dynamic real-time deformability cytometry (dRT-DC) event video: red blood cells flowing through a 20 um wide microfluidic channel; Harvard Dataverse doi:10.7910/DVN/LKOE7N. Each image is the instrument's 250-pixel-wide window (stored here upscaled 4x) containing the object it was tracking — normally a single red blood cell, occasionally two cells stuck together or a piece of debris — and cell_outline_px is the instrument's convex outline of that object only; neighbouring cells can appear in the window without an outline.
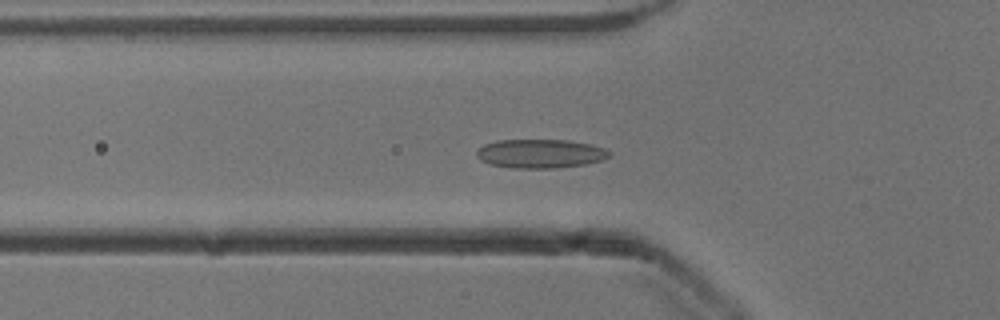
{"species": "common noctule bat (a hibernating species)", "species_latin": "Nyctalus noctula", "temperature_condition": "cold", "stored_images_in_passage": 53, "camera_frame_rate_fps": 3000, "um_per_image_px": 0.085, "animal": {"sex": "male", "body_mass_g": 13.3}, "frame": {"image": 1, "passage_image": 18, "time_ms": 5.667, "image_size_px": [1000, 320], "cell_outline_px": [[612, 156], [604, 160], [584, 164], [556, 168], [516, 168], [492, 164], [480, 160], [476, 156], [476, 152], [484, 144], [496, 140], [568, 140], [592, 144], [604, 148], [612, 152]], "centroid_in_image_um": [45.98, 13.05], "position_along_channel_um": 79.8, "area_um2": 22.43}}
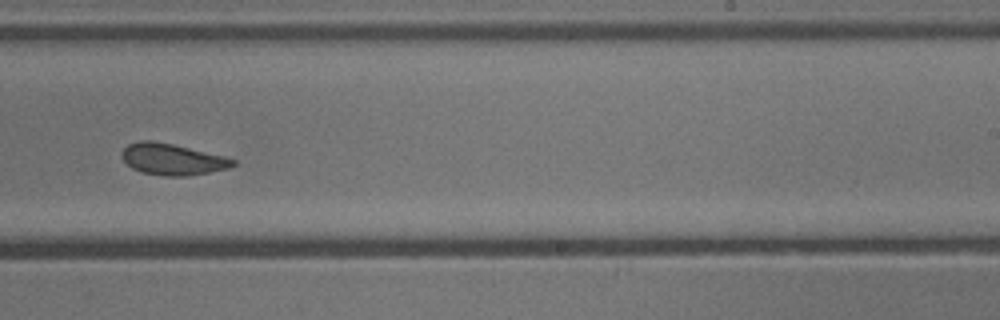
{"frame": {"image": 2, "passage_image": 33, "time_ms": 10.667, "image_size_px": [1000, 320], "cell_outline_px": [[236, 164], [228, 168], [188, 176], [164, 176], [140, 172], [132, 168], [120, 156], [120, 152], [128, 144], [140, 140], [152, 140], [172, 144], [224, 156], [236, 160]], "centroid_in_image_um": [14.61, 13.54], "position_along_channel_um": 274.4, "area_um2": 20.29}}
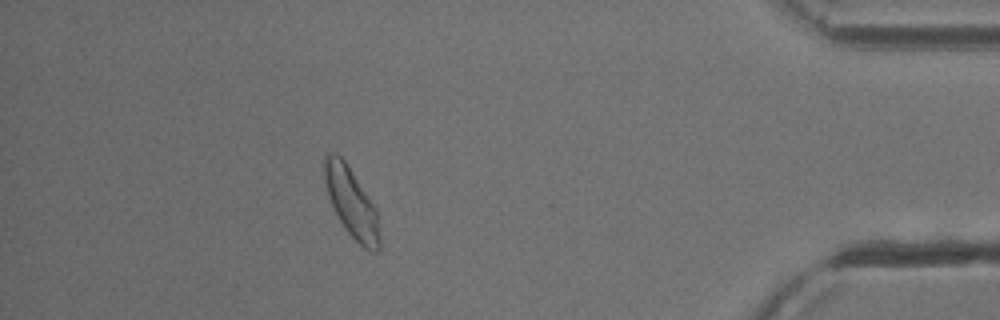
{"frame": {"image": 3, "passage_image": 47, "time_ms": 15.333, "image_size_px": [1000, 320], "cell_outline_px": [[380, 248], [376, 252], [372, 252], [364, 248], [348, 232], [340, 220], [328, 196], [324, 180], [324, 152], [336, 152], [344, 160], [376, 208], [380, 236]], "centroid_in_image_um": [29.87, 17.2], "position_along_channel_um": 405.3, "area_um2": 22.08}, "authors_computed_cell_mechanics": {"area_um2": 21.964, "velocity_mm_per_s": 3.8862, "shape_relaxation_time_tau1_ms": 4.4361, "shape_relaxation_time_tau2_ms": 1.4483, "deformation_change_tau1": 0.1034, "deformation_change_tau2": 0.0675}}